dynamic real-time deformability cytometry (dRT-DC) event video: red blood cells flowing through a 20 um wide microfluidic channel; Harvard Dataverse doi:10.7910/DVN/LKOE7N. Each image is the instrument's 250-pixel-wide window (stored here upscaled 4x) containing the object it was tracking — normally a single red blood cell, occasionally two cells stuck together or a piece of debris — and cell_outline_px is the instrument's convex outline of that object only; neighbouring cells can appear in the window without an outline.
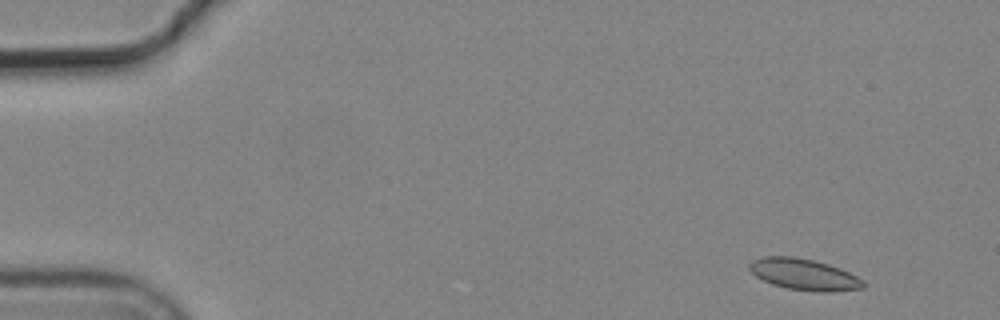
{"species": "common noctule bat (a hibernating species)", "species_latin": "Nyctalus noctula", "temperature_condition": "cold", "stored_images_in_passage": 10, "camera_frame_rate_fps": 3000, "um_per_image_px": 0.085, "animal": {"sex": "male", "body_mass_g": 19.2, "forearm_length_mm": 51.8}, "frame": {"image": 1, "passage_image": 1, "time_ms": 0.0, "image_size_px": [1000, 320], "cell_outline_px": [[864, 288], [832, 292], [820, 292], [788, 288], [772, 284], [756, 276], [748, 268], [748, 264], [752, 260], [764, 256], [792, 256], [812, 260], [828, 264], [840, 268], [864, 280]], "centroid_in_image_um": [68.34, 23.32], "position_along_channel_um": 16.7, "area_um2": 20.69}}
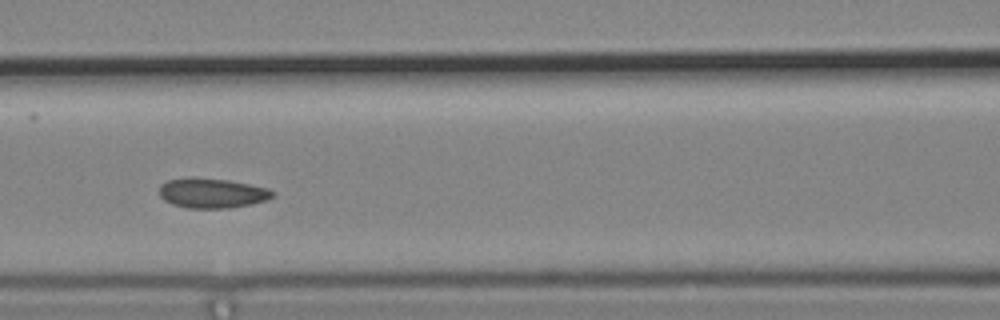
{"frame": {"image": 2, "passage_image": 6, "time_ms": 1.667, "image_size_px": [1000, 320], "cell_outline_px": [[276, 196], [268, 200], [252, 204], [228, 208], [188, 208], [172, 204], [164, 200], [160, 196], [160, 184], [168, 180], [188, 176], [196, 176], [228, 180], [268, 188], [276, 192]], "centroid_in_image_um": [18.04, 16.4], "position_along_channel_um": 148.6, "area_um2": 20.11}}
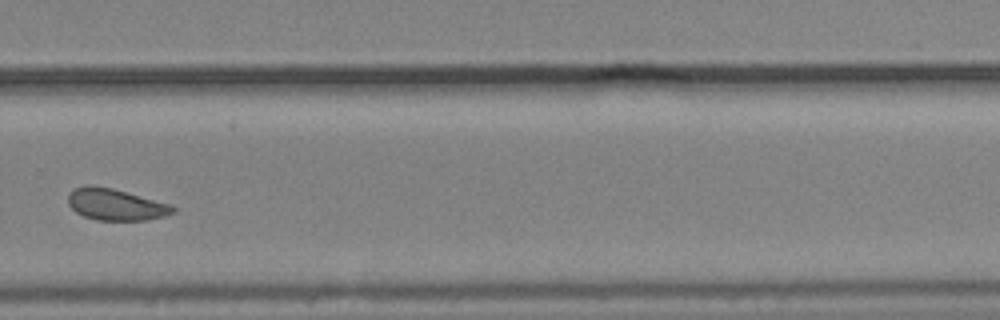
{"frame": {"image": 3, "passage_image": 10, "time_ms": 3.0, "image_size_px": [1000, 320], "cell_outline_px": [[176, 212], [164, 216], [144, 220], [96, 220], [84, 216], [76, 212], [68, 204], [68, 192], [76, 188], [88, 184], [92, 184], [112, 188], [172, 204], [176, 208]], "centroid_in_image_um": [9.84, 17.37], "position_along_channel_um": 320.0, "area_um2": 19.42}}